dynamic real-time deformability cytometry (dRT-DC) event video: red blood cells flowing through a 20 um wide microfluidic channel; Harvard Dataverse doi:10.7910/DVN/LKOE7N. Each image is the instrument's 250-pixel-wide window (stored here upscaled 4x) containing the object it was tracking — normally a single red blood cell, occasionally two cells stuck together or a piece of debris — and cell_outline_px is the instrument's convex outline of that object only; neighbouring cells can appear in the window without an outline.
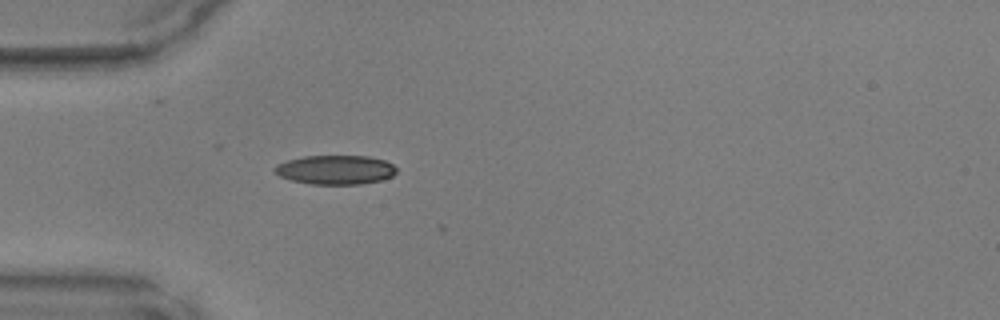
{"species": "common noctule bat (a hibernating species)", "species_latin": "Nyctalus noctula", "temperature_condition": "warm", "stored_images_in_passage": 4, "camera_frame_rate_fps": 3000, "um_per_image_px": 0.085, "animal": {"sex": "male", "body_mass_g": 17.9, "forearm_length_mm": 54.2}, "frame": {"image": 1, "passage_image": 1, "time_ms": 0.0, "image_size_px": [1000, 320], "cell_outline_px": [[396, 172], [392, 176], [380, 180], [360, 184], [312, 184], [292, 180], [280, 176], [272, 168], [276, 164], [288, 160], [304, 156], [368, 156], [384, 160], [392, 164], [396, 168]], "centroid_in_image_um": [28.5, 14.42], "position_along_channel_um": 56.5, "area_um2": 20.58}}